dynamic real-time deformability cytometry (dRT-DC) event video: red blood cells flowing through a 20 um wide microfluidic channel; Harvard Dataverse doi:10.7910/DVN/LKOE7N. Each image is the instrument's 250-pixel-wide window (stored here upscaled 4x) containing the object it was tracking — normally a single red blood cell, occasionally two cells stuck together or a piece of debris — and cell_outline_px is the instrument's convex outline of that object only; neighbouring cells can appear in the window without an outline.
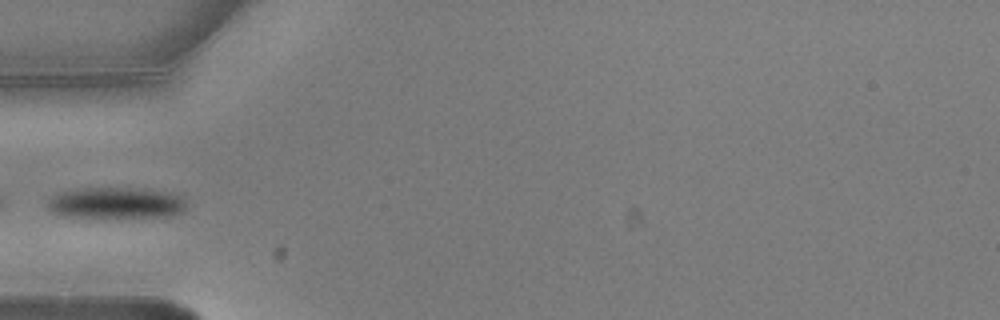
{"species": "common noctule bat (a hibernating species)", "species_latin": "Nyctalus noctula", "temperature_condition": "warm", "stored_images_in_passage": 4, "camera_frame_rate_fps": 3000, "um_per_image_px": 0.085, "animal": {"sex": "male", "body_mass_g": 20.5, "forearm_length_mm": 52.5}, "frame": {"image": 1, "passage_image": 3, "time_ms": 0.667, "image_size_px": [1000, 320], "cell_outline_px": [[184, 212], [172, 216], [104, 220], [64, 216], [52, 212], [48, 208], [48, 200], [56, 192], [76, 188], [144, 188], [168, 192], [184, 196]], "centroid_in_image_um": [9.84, 17.29], "position_along_channel_um": 75.2, "area_um2": 26.76}}
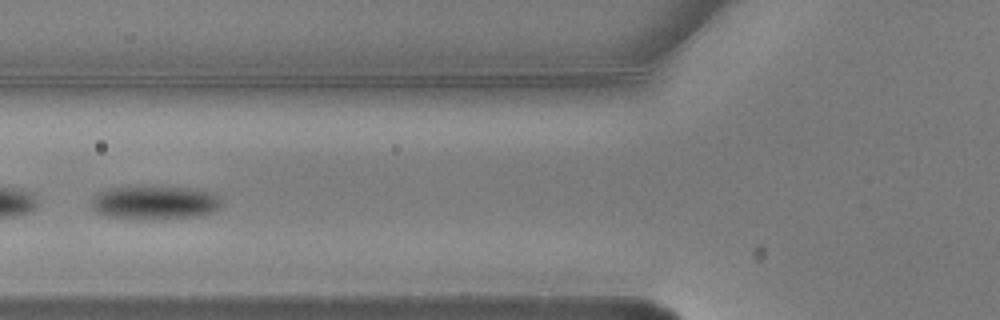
{"frame": {"image": 2, "passage_image": 4, "time_ms": 1.0, "image_size_px": [1000, 320], "cell_outline_px": [[220, 208], [216, 212], [196, 216], [152, 220], [140, 220], [104, 216], [96, 212], [92, 208], [92, 200], [96, 192], [108, 188], [128, 184], [164, 184], [196, 188], [216, 192], [220, 196]], "centroid_in_image_um": [13.16, 17.16], "position_along_channel_um": 112.6, "area_um2": 27.57}}